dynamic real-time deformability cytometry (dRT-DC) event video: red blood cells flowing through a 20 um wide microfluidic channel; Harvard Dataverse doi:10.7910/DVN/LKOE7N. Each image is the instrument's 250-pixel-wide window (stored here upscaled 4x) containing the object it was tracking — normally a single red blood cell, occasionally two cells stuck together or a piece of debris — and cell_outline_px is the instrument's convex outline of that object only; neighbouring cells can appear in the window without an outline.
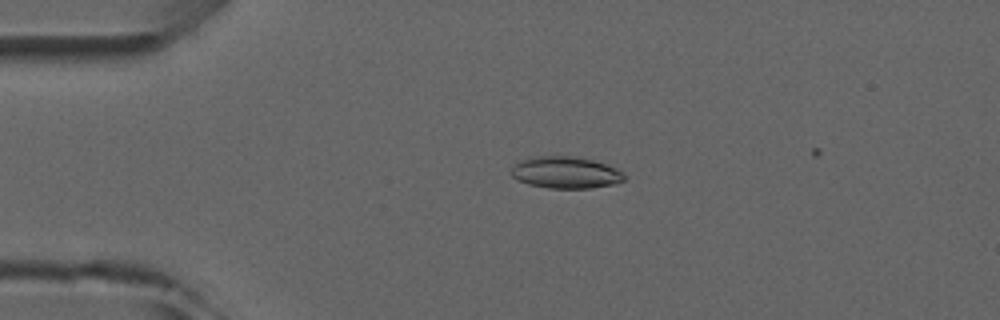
{"species": "common noctule bat (a hibernating species)", "species_latin": "Nyctalus noctula", "temperature_condition": "room temperature", "stored_images_in_passage": 2, "camera_frame_rate_fps": 3000, "um_per_image_px": 0.085, "animal": {"sex": "male", "forearm_length_mm": 52.5}, "frame": {"image": 1, "passage_image": 1, "time_ms": 0.0, "image_size_px": [1000, 320], "cell_outline_px": [[628, 176], [624, 180], [616, 184], [592, 188], [548, 188], [528, 184], [516, 180], [508, 172], [520, 160], [528, 156], [572, 156], [592, 160], [608, 164], [624, 172]], "centroid_in_image_um": [48.09, 14.66], "position_along_channel_um": 36.9, "area_um2": 21.39}}